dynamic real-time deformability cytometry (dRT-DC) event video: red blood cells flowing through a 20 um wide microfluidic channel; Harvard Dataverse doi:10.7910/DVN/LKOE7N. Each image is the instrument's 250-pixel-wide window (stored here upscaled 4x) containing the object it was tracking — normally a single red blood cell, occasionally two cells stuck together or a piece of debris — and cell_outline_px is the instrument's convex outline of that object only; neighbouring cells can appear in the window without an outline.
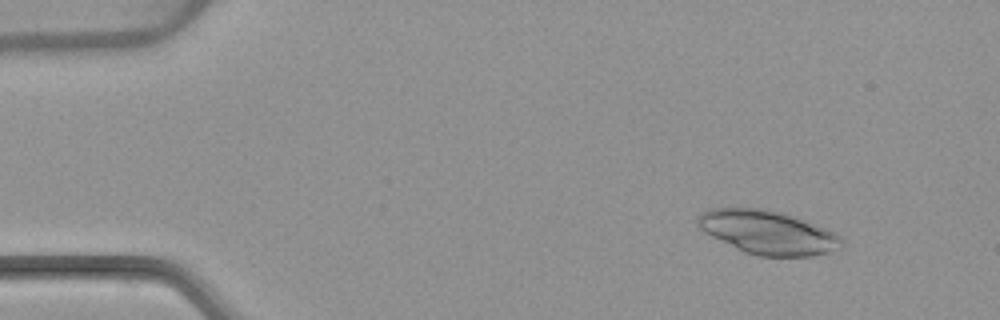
{"species": "common noctule bat (a hibernating species)", "species_latin": "Nyctalus noctula", "temperature_condition": "warm", "stored_images_in_passage": 5, "camera_frame_rate_fps": 3000, "um_per_image_px": 0.085, "animal": {"sex": "female", "body_mass_g": 22.7, "forearm_length_mm": 54.2}, "frame": {"image": 1, "passage_image": 2, "time_ms": 1.0, "image_size_px": [1000, 320], "cell_outline_px": [[844, 244], [840, 248], [828, 252], [812, 256], [756, 256], [744, 252], [704, 232], [696, 224], [696, 220], [700, 212], [708, 208], [756, 208], [780, 212], [824, 228], [840, 236], [844, 240]], "centroid_in_image_um": [65.22, 19.76], "position_along_channel_um": 19.8, "area_um2": 36.3}}